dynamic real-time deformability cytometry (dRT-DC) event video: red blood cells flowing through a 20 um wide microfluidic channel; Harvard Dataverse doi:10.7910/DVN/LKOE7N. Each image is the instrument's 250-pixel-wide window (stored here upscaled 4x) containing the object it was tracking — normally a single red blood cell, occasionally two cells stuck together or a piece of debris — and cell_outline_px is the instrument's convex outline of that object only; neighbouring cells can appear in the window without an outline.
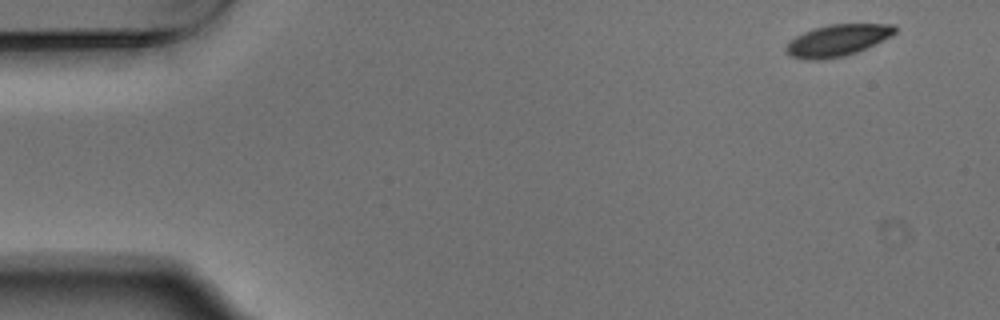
{"species": "Egyptian fruit bat (a non-hibernating species)", "species_latin": "Rousettus aegyptiacus", "temperature_condition": "warm", "stored_images_in_passage": 4, "camera_frame_rate_fps": 3000, "um_per_image_px": 0.085, "animal": {"sex": "male"}, "frame": {"image": 1, "passage_image": 1, "time_ms": 0.0, "image_size_px": [1000, 320], "cell_outline_px": [[896, 32], [892, 36], [884, 40], [856, 52], [844, 56], [820, 60], [808, 60], [788, 56], [784, 52], [784, 48], [796, 36], [812, 28], [828, 24], [896, 24]], "centroid_in_image_um": [71.17, 3.43], "position_along_channel_um": 13.8, "area_um2": 20.23}}
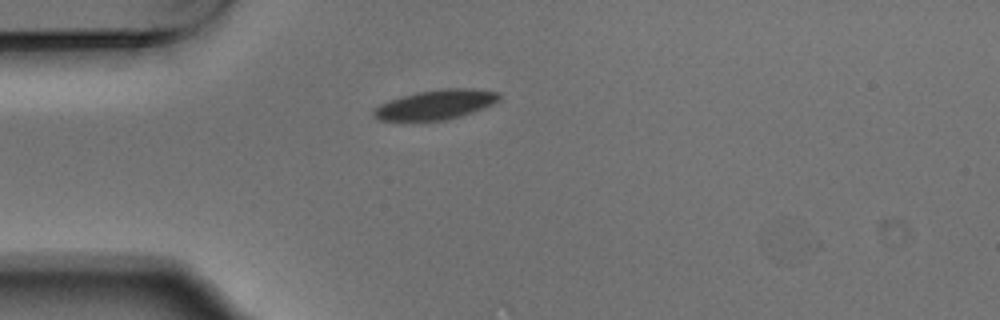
{"frame": {"image": 2, "passage_image": 4, "time_ms": 1.0, "image_size_px": [1000, 320], "cell_outline_px": [[500, 100], [492, 104], [472, 112], [460, 116], [444, 120], [380, 120], [372, 116], [372, 108], [388, 100], [416, 92], [444, 88], [476, 88], [500, 92]], "centroid_in_image_um": [37.03, 8.87], "position_along_channel_um": 48.0, "area_um2": 21.73}}